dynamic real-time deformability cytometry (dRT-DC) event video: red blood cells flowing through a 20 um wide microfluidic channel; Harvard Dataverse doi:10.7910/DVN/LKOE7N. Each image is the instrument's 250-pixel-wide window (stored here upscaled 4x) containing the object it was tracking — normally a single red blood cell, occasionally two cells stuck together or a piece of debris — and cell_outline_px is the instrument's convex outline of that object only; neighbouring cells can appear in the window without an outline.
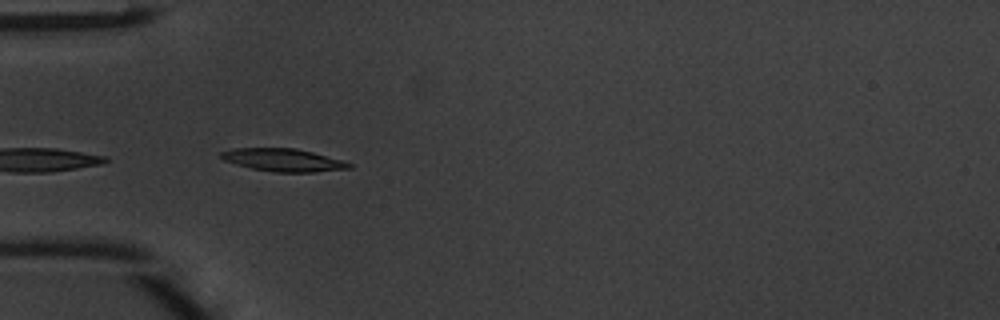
{"species": "common noctule bat (a hibernating species)", "species_latin": "Nyctalus noctula", "temperature_condition": "warm", "stored_images_in_passage": 23, "camera_frame_rate_fps": 3000, "um_per_image_px": 0.085, "animal": {"sex": "male", "body_mass_g": 20.1, "forearm_length_mm": 53.5}, "frame": {"image": 1, "passage_image": 1, "time_ms": 0.0, "image_size_px": [1000, 320], "cell_outline_px": [[352, 168], [316, 172], [276, 172], [252, 168], [236, 164], [224, 160], [220, 156], [220, 152], [232, 148], [296, 148], [344, 160], [352, 164]], "centroid_in_image_um": [24.1, 13.6], "position_along_channel_um": 60.9, "area_um2": 16.99}, "authors_computed_cell_mechanics": {"area_um2": 17.8024, "velocity_mm_per_s": 4.1225, "shape_relaxation_time_tau1_ms": 3.5623, "shape_relaxation_time_tau2_ms": null, "deformation_change_tau1": 0.1547, "deformation_change_tau2": null}}